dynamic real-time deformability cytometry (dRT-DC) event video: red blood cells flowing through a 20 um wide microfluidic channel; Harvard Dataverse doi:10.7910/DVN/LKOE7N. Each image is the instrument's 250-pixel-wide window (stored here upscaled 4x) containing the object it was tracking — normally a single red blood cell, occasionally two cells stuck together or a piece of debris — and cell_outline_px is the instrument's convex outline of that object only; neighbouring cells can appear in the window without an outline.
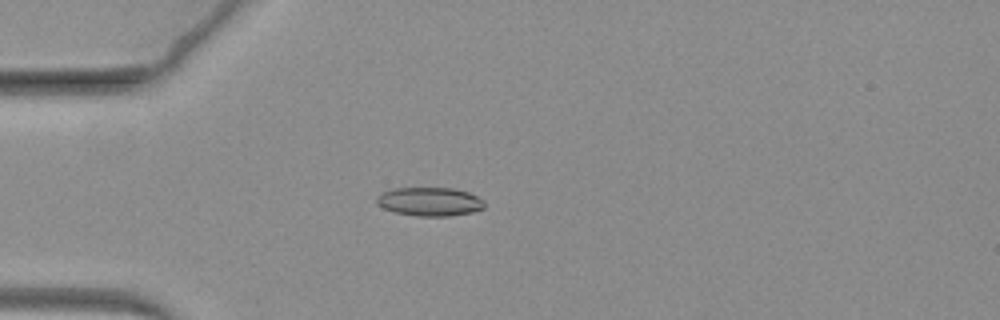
{"species": "common noctule bat (a hibernating species)", "species_latin": "Nyctalus noctula", "temperature_condition": "warm", "stored_images_in_passage": 68, "camera_frame_rate_fps": 3000, "um_per_image_px": 0.085, "animal": {"sex": "female", "body_mass_g": 19.3, "forearm_length_mm": 54.1}, "frame": {"image": 1, "passage_image": 20, "time_ms": 6.333, "image_size_px": [1000, 320], "cell_outline_px": [[484, 208], [472, 212], [452, 216], [416, 216], [396, 212], [384, 208], [376, 204], [376, 196], [380, 192], [396, 188], [452, 188], [468, 192], [484, 200]], "centroid_in_image_um": [36.51, 17.14], "position_along_channel_um": 48.5, "area_um2": 18.09}}
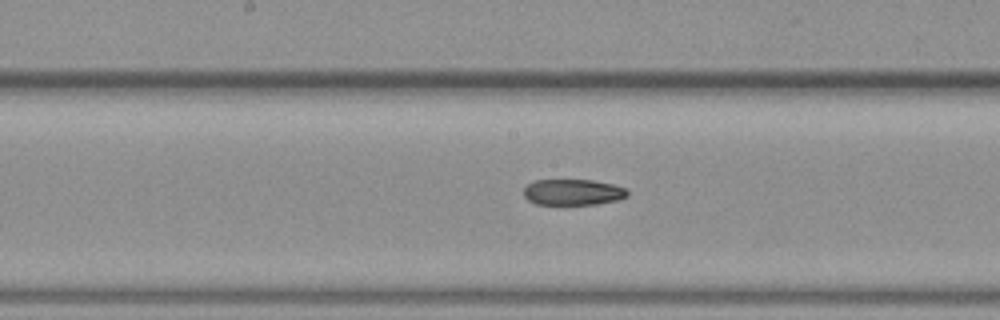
{"frame": {"image": 2, "passage_image": 36, "time_ms": 11.667, "image_size_px": [1000, 320], "cell_outline_px": [[628, 196], [620, 200], [596, 204], [560, 208], [536, 204], [528, 200], [524, 196], [524, 188], [532, 180], [592, 180], [612, 184], [628, 188]], "centroid_in_image_um": [48.69, 16.39], "position_along_channel_um": 199.5, "area_um2": 16.7}}
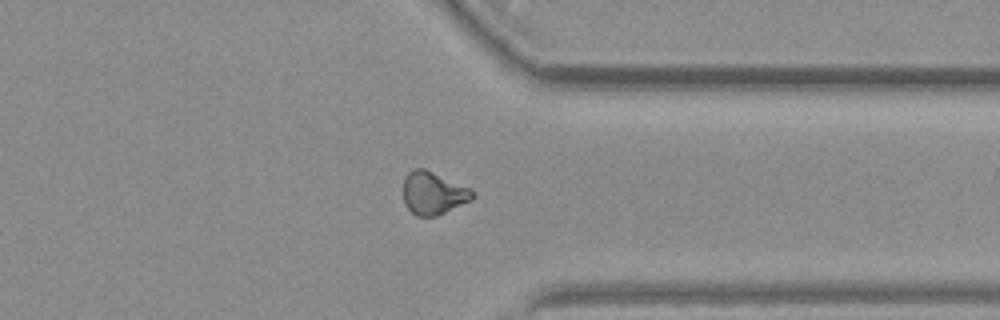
{"frame": {"image": 3, "passage_image": 53, "time_ms": 17.333, "image_size_px": [1000, 320], "cell_outline_px": [[476, 196], [472, 200], [436, 216], [416, 216], [404, 204], [404, 176], [412, 168], [424, 168], [472, 188], [476, 192]], "centroid_in_image_um": [36.86, 16.4], "position_along_channel_um": 374.5, "area_um2": 17.51}}